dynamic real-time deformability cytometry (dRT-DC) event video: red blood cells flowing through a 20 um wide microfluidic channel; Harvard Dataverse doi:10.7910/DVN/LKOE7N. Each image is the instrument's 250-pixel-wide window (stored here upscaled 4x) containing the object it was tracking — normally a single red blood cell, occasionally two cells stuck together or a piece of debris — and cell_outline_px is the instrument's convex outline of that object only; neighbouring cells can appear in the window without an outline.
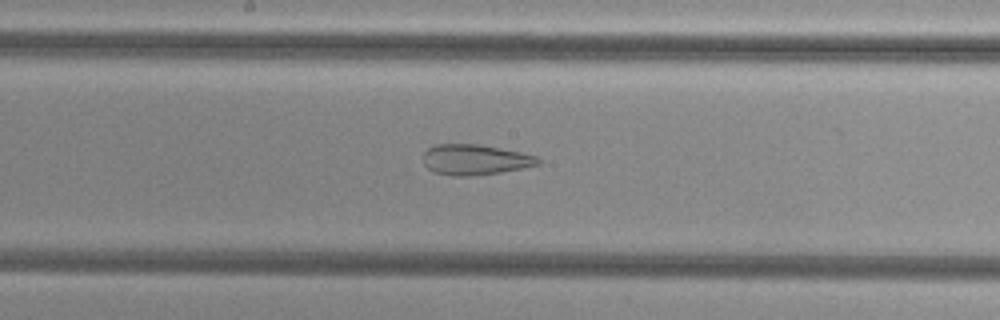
{"species": "common noctule bat (a hibernating species)", "species_latin": "Nyctalus noctula", "temperature_condition": "cold", "stored_images_in_passage": 54, "camera_frame_rate_fps": 3000, "um_per_image_px": 0.085, "animal": {"sex": "female", "body_mass_g": 29.2, "forearm_length_mm": 56.3}, "frame": {"image": 1, "passage_image": 29, "time_ms": 9.333, "image_size_px": [1000, 320], "cell_outline_px": [[540, 164], [500, 172], [472, 176], [452, 176], [432, 172], [424, 164], [424, 152], [428, 148], [436, 144], [480, 144], [520, 152], [536, 156], [540, 160]], "centroid_in_image_um": [40.34, 13.57], "position_along_channel_um": 207.9, "area_um2": 20.35}}
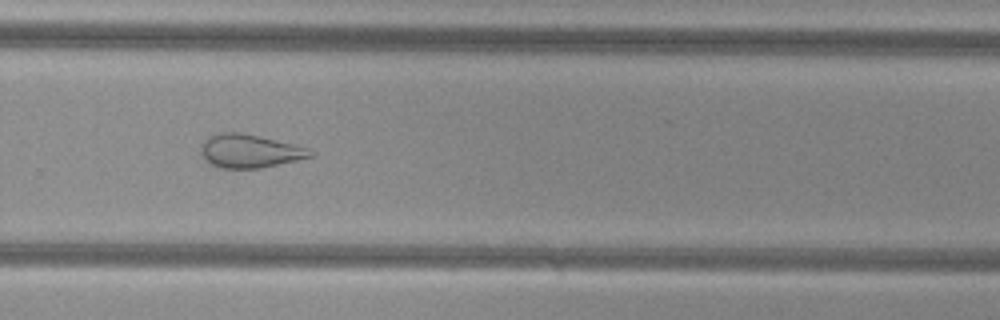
{"frame": {"image": 2, "passage_image": 37, "time_ms": 12.0, "image_size_px": [1000, 320], "cell_outline_px": [[316, 156], [260, 168], [220, 168], [204, 160], [200, 152], [200, 144], [208, 136], [220, 132], [240, 132], [260, 136], [308, 148], [316, 152]], "centroid_in_image_um": [21.21, 12.83], "position_along_channel_um": 308.6, "area_um2": 21.5}}
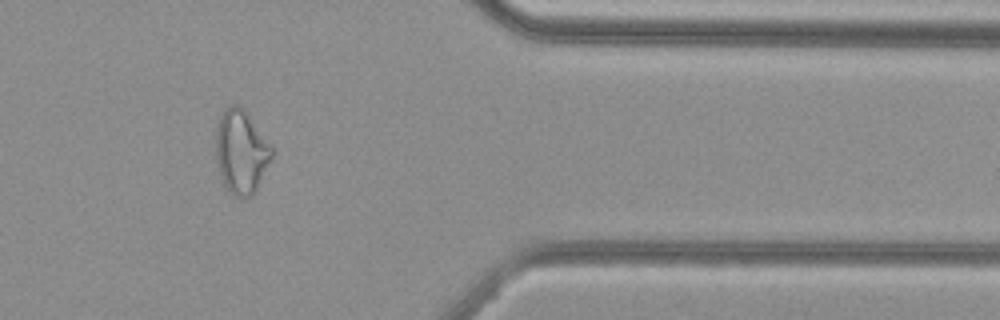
{"frame": {"image": 3, "passage_image": 45, "time_ms": 14.667, "image_size_px": [1000, 320], "cell_outline_px": [[272, 160], [252, 196], [232, 196], [228, 192], [224, 184], [216, 160], [216, 128], [220, 116], [224, 108], [232, 104], [240, 104], [244, 108], [272, 144]], "centroid_in_image_um": [20.51, 12.86], "position_along_channel_um": 390.9, "area_um2": 27.57}, "authors_computed_cell_mechanics": {"area_um2": 28.9, "velocity_mm_per_s": 3.7893, "shape_relaxation_time_tau1_ms": null, "shape_relaxation_time_tau2_ms": 2.3949, "deformation_change_tau1": null, "deformation_change_tau2": 0.1158}}